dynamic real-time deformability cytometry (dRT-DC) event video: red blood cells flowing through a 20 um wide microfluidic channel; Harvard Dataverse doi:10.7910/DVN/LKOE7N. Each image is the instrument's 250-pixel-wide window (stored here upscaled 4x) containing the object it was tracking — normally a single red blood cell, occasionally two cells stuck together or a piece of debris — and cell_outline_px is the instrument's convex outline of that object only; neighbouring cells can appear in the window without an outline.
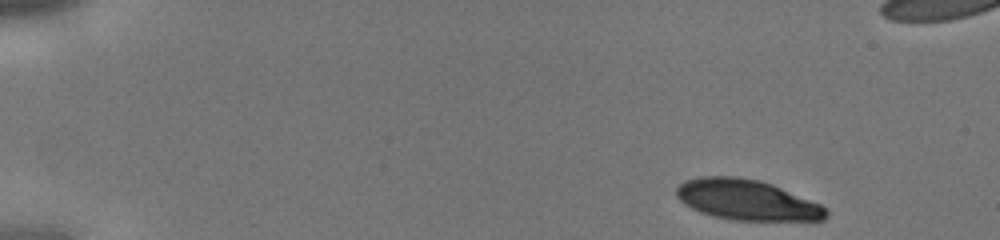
{"species": "human", "species_latin": "Homo sapiens", "temperature_condition": "cold", "stored_images_in_passage": 5, "camera_frame_rate_fps": 3000, "um_per_image_px": 0.085, "donor": {"sex": "male"}, "frame": {"image": 1, "passage_image": 1, "time_ms": 0.0, "image_size_px": [1000, 240], "cell_outline_px": [[828, 216], [824, 220], [732, 220], [712, 216], [700, 212], [684, 204], [676, 196], [676, 188], [680, 184], [688, 180], [700, 176], [736, 176], [756, 180], [772, 184], [820, 204], [828, 212]], "centroid_in_image_um": [63.46, 16.99], "position_along_channel_um": 21.5, "area_um2": 35.03}}
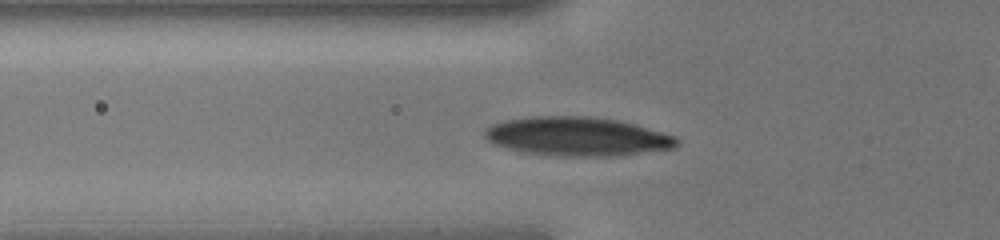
{"frame": {"image": 2, "passage_image": 5, "time_ms": 1.333, "image_size_px": [1000, 240], "cell_outline_px": [[680, 144], [676, 148], [620, 156], [560, 156], [524, 152], [492, 144], [484, 136], [484, 128], [500, 120], [528, 116], [588, 116], [616, 120], [632, 124], [676, 136], [680, 140]], "centroid_in_image_um": [49.05, 11.6], "position_along_channel_um": 76.8, "area_um2": 43.93}}